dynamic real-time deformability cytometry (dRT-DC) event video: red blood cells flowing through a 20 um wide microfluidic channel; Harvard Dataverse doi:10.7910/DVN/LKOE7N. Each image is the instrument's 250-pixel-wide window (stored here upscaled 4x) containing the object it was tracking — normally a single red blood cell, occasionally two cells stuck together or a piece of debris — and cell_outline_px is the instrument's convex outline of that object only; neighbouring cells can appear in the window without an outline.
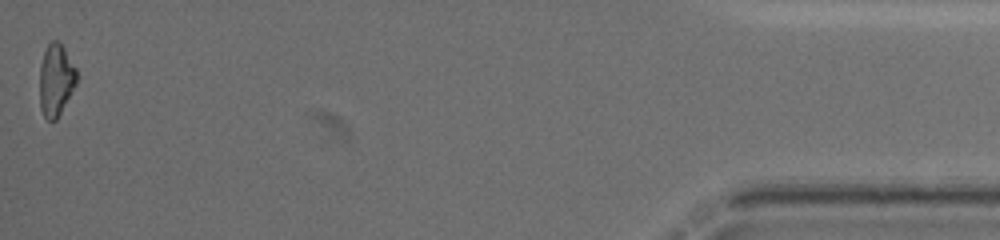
{"species": "common noctule bat (a hibernating species)", "species_latin": "Nyctalus noctula", "temperature_condition": "warm", "stored_images_in_passage": 46, "camera_frame_rate_fps": 3000, "um_per_image_px": 0.085, "animal": {"sex": "female", "body_mass_g": 19.5, "forearm_length_mm": 54.1}, "frame": {"image": 1, "passage_image": 46, "time_ms": 15.0, "image_size_px": [1000, 240], "cell_outline_px": [[76, 84], [56, 120], [48, 120], [44, 116], [40, 108], [40, 64], [44, 52], [48, 44], [52, 40], [60, 40], [76, 68]], "centroid_in_image_um": [4.75, 6.76], "position_along_channel_um": 430.5, "area_um2": 15.49}, "authors_computed_cell_mechanics": {"area_um2": 16.4152, "velocity_mm_per_s": 3.0409, "shape_relaxation_time_tau1_ms": null, "shape_relaxation_time_tau2_ms": 9.5911, "deformation_change_tau1": null, "deformation_change_tau2": 0.1931}}